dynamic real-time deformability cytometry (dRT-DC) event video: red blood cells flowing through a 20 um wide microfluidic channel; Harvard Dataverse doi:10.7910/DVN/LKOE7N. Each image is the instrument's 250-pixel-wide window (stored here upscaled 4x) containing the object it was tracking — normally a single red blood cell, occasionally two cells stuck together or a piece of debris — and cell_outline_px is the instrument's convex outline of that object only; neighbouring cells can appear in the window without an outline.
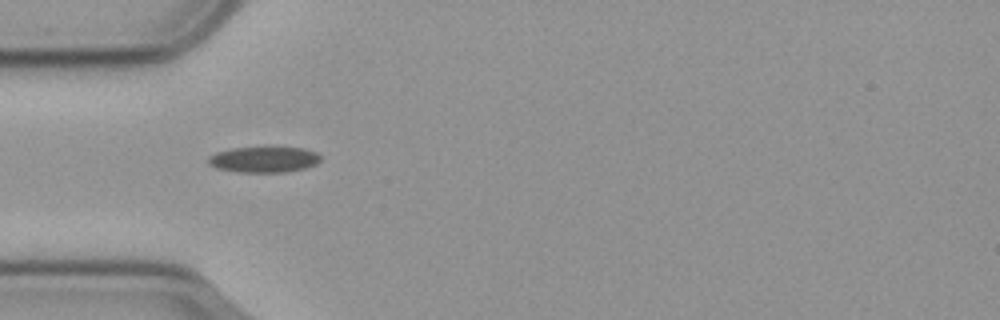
{"species": "common noctule bat (a hibernating species)", "species_latin": "Nyctalus noctula", "temperature_condition": "cold", "stored_images_in_passage": 41, "camera_frame_rate_fps": 3000, "um_per_image_px": 0.085, "animal": {"sex": "male", "body_mass_g": 23.1, "forearm_length_mm": 52.7}, "frame": {"image": 1, "passage_image": 1, "time_ms": 0.0, "image_size_px": [1000, 320], "cell_outline_px": [[320, 160], [316, 164], [304, 168], [284, 172], [240, 172], [216, 168], [208, 164], [208, 156], [216, 152], [232, 148], [268, 144], [304, 148], [316, 152], [320, 156]], "centroid_in_image_um": [22.43, 13.5], "position_along_channel_um": 62.6, "area_um2": 17.74}}
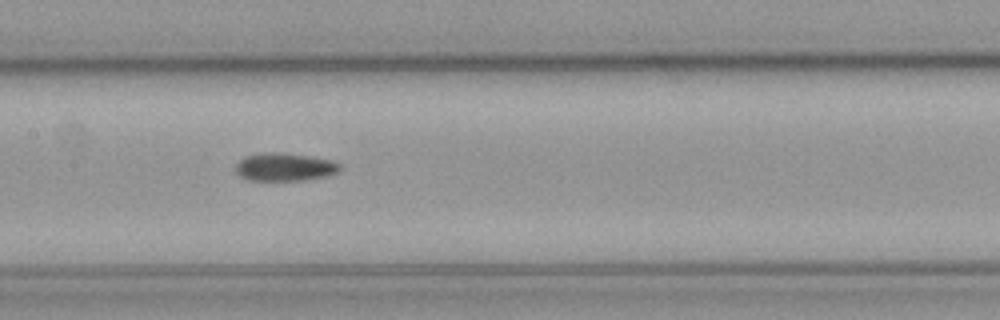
{"frame": {"image": 2, "passage_image": 11, "time_ms": 3.333, "image_size_px": [1000, 320], "cell_outline_px": [[340, 168], [336, 172], [324, 176], [304, 180], [248, 180], [240, 176], [236, 172], [236, 164], [244, 156], [264, 152], [280, 152], [308, 156], [332, 160], [340, 164]], "centroid_in_image_um": [24.15, 14.18], "position_along_channel_um": 183.2, "area_um2": 16.88}}
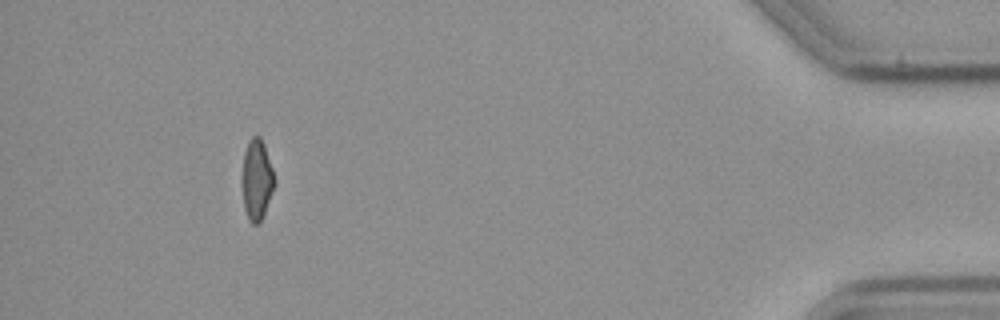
{"frame": {"image": 3, "passage_image": 36, "time_ms": 11.667, "image_size_px": [1000, 320], "cell_outline_px": [[276, 184], [264, 216], [260, 224], [252, 224], [248, 220], [244, 208], [240, 180], [244, 152], [252, 136], [260, 136], [264, 144], [276, 180]], "centroid_in_image_um": [21.81, 15.34], "position_along_channel_um": 413.4, "area_um2": 15.78}}